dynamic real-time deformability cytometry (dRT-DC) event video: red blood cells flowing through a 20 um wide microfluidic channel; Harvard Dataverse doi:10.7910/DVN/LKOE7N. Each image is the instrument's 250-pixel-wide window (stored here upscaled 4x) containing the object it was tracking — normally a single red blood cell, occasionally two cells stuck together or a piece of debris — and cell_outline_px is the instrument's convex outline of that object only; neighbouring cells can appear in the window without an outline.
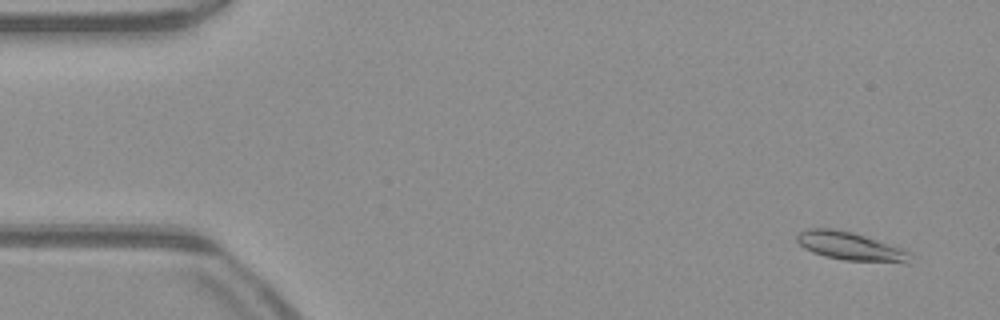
{"species": "common noctule bat (a hibernating species)", "species_latin": "Nyctalus noctula", "temperature_condition": "warm", "stored_images_in_passage": 51, "camera_frame_rate_fps": 3000, "um_per_image_px": 0.085, "animal": {"sex": "male", "body_mass_g": 23.1, "forearm_length_mm": 52.7}, "frame": {"image": 1, "passage_image": 3, "time_ms": 0.667, "image_size_px": [1000, 320], "cell_outline_px": [[912, 252], [908, 264], [904, 264], [844, 260], [824, 256], [812, 252], [804, 248], [796, 240], [796, 236], [800, 232], [808, 228], [832, 228], [852, 232], [904, 248]], "centroid_in_image_um": [72.35, 20.95], "position_along_channel_um": 12.6, "area_um2": 19.07}}
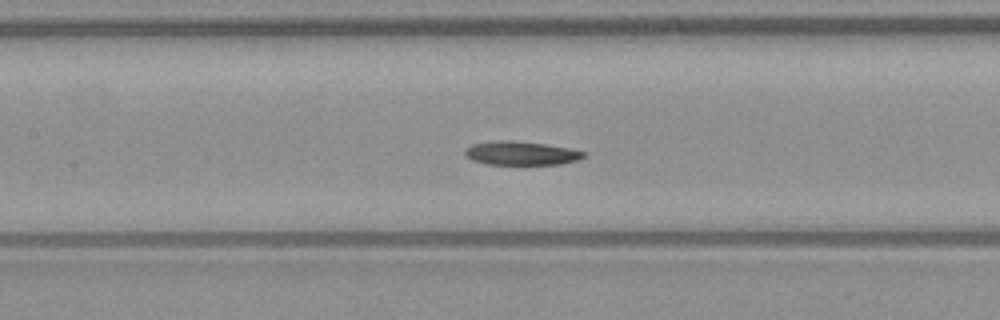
{"frame": {"image": 2, "passage_image": 23, "time_ms": 7.333, "image_size_px": [1000, 320], "cell_outline_px": [[588, 152], [584, 156], [576, 160], [560, 164], [488, 164], [472, 160], [464, 156], [464, 148], [472, 144], [496, 140], [512, 140], [544, 144], [568, 148]], "centroid_in_image_um": [44.24, 13.01], "position_along_channel_um": 163.2, "area_um2": 16.42}}
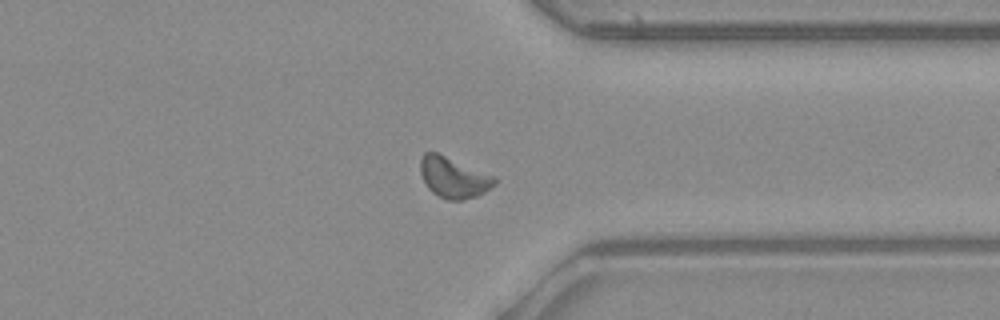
{"frame": {"image": 3, "passage_image": 39, "time_ms": 12.667, "image_size_px": [1000, 320], "cell_outline_px": [[496, 184], [484, 192], [476, 196], [464, 200], [448, 200], [432, 192], [428, 188], [420, 172], [420, 160], [424, 152], [436, 152], [496, 176]], "centroid_in_image_um": [38.56, 15.08], "position_along_channel_um": 372.8, "area_um2": 17.57}}